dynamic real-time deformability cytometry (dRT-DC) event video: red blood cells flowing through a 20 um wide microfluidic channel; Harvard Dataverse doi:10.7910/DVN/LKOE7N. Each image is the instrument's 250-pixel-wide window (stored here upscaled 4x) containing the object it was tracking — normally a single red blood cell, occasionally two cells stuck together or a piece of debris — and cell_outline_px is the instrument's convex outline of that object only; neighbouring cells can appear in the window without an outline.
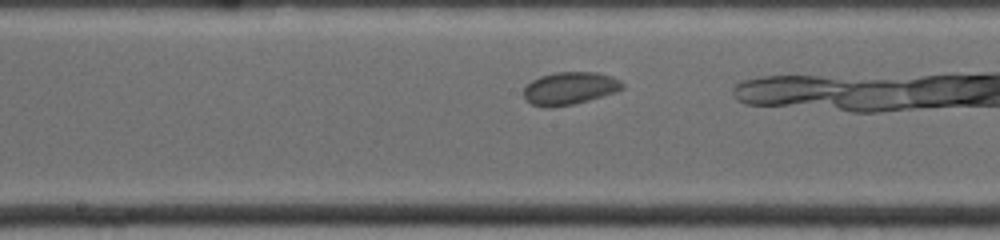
{"species": "common noctule bat (a hibernating species)", "species_latin": "Nyctalus noctula", "temperature_condition": "warm", "stored_images_in_passage": 36, "camera_frame_rate_fps": 4500, "um_per_image_px": 0.085, "animal": {"sex": "female", "body_mass_g": 19.0, "forearm_length_mm": 53.3}, "frame": {"image": 1, "passage_image": 16, "time_ms": 4.0, "image_size_px": [1000, 240], "cell_outline_px": [[624, 88], [616, 92], [588, 100], [572, 104], [544, 108], [532, 104], [524, 100], [524, 88], [532, 80], [540, 76], [556, 72], [596, 72], [612, 76], [620, 80], [624, 84]], "centroid_in_image_um": [48.42, 7.5], "position_along_channel_um": 199.8, "area_um2": 18.79}}